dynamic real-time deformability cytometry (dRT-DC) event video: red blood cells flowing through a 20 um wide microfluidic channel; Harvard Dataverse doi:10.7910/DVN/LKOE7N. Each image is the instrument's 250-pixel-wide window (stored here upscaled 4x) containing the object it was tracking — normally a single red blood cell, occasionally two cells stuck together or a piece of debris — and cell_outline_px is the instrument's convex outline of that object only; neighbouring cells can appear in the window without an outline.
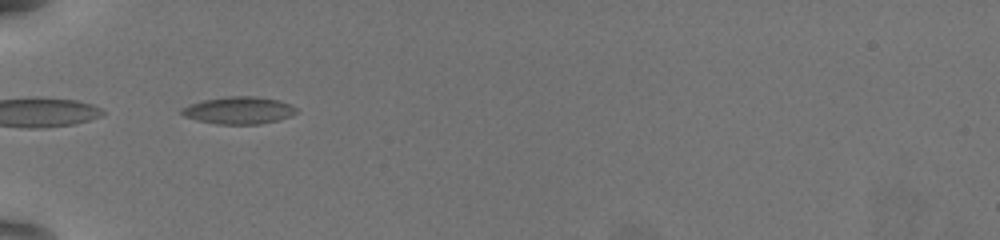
{"species": "common noctule bat (a hibernating species)", "species_latin": "Nyctalus noctula", "temperature_condition": "warm", "stored_images_in_passage": 37, "camera_frame_rate_fps": 3000, "um_per_image_px": 0.085, "animal": {"sex": "female", "body_mass_g": 19.5, "forearm_length_mm": 54.1}, "frame": {"image": 1, "passage_image": 1, "time_ms": 0.0, "image_size_px": [1000, 240], "cell_outline_px": [[296, 112], [288, 116], [276, 120], [260, 124], [216, 124], [196, 120], [184, 116], [180, 112], [180, 108], [204, 100], [228, 96], [252, 96], [276, 100], [288, 104], [296, 108]], "centroid_in_image_um": [20.23, 9.39], "position_along_channel_um": 64.8, "area_um2": 17.86}}
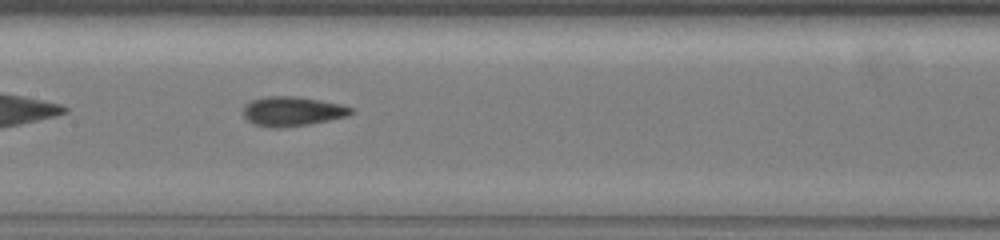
{"frame": {"image": 2, "passage_image": 11, "time_ms": 3.333, "image_size_px": [1000, 240], "cell_outline_px": [[352, 112], [348, 116], [312, 124], [284, 128], [272, 128], [256, 124], [248, 120], [244, 116], [244, 108], [252, 100], [268, 96], [296, 96], [320, 100], [340, 104], [352, 108]], "centroid_in_image_um": [24.87, 9.47], "position_along_channel_um": 182.5, "area_um2": 18.44}}
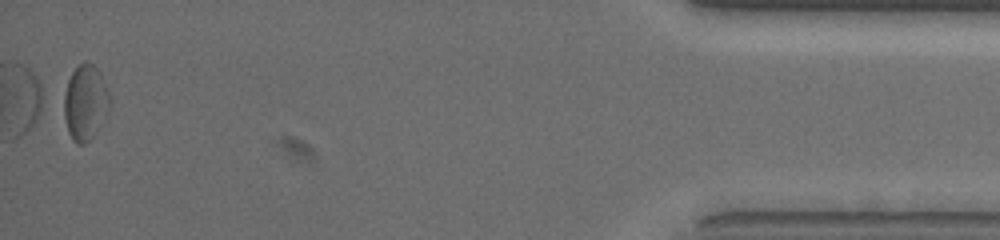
{"frame": {"image": 3, "passage_image": 36, "time_ms": 11.667, "image_size_px": [1000, 240], "cell_outline_px": [[112, 100], [96, 132], [84, 144], [76, 144], [72, 140], [68, 132], [64, 116], [64, 96], [68, 80], [72, 72], [84, 60], [88, 60], [100, 72]], "centroid_in_image_um": [7.24, 8.69], "position_along_channel_um": 428.0, "area_um2": 19.94}, "authors_computed_cell_mechanics": {"area_um2": 17.3978, "velocity_mm_per_s": 3.8121, "shape_relaxation_time_tau1_ms": 5.0316, "shape_relaxation_time_tau2_ms": 2.8248, "deformation_change_tau1": 0.1369, "deformation_change_tau2": 0.0932}}